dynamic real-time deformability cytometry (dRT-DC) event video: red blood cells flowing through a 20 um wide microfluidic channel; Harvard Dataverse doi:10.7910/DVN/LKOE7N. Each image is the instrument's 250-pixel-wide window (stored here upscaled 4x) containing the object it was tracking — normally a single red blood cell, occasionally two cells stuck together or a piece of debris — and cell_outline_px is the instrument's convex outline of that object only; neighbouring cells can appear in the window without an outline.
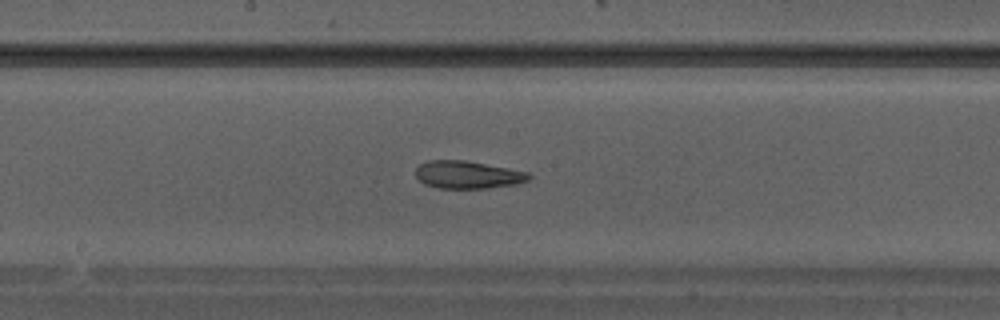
{"species": "Egyptian fruit bat (a non-hibernating species)", "species_latin": "Rousettus aegyptiacus", "temperature_condition": "warm", "stored_images_in_passage": 29, "camera_frame_rate_fps": 3000, "um_per_image_px": 0.085, "animal": {"sex": "male"}, "frame": {"image": 1, "passage_image": 13, "time_ms": 4.0, "image_size_px": [1000, 320], "cell_outline_px": [[532, 176], [528, 180], [512, 184], [484, 188], [440, 188], [424, 184], [416, 176], [416, 168], [420, 164], [428, 160], [464, 160], [508, 168], [528, 172]], "centroid_in_image_um": [39.72, 14.84], "position_along_channel_um": 208.5, "area_um2": 17.98}}